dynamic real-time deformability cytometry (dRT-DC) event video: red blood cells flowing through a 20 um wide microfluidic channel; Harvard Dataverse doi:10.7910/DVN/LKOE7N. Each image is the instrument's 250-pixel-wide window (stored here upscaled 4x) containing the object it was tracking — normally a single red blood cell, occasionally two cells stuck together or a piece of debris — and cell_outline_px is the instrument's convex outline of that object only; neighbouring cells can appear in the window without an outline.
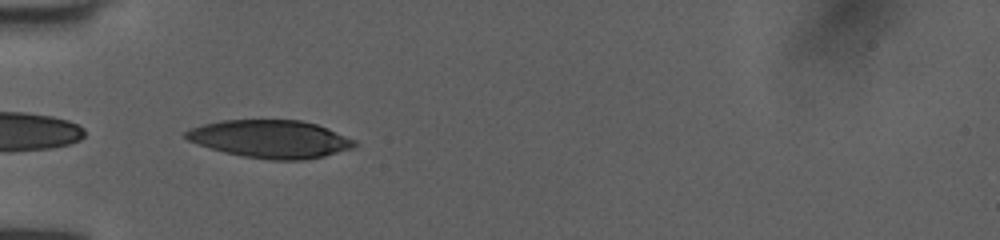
{"species": "human", "species_latin": "Homo sapiens", "temperature_condition": "room temperature", "stored_images_in_passage": 35, "camera_frame_rate_fps": 3000, "um_per_image_px": 0.085, "donor": {"sex": "female"}, "frame": {"image": 1, "passage_image": 1, "time_ms": 0.0, "image_size_px": [1000, 240], "cell_outline_px": [[356, 144], [352, 148], [324, 156], [304, 160], [272, 160], [244, 156], [224, 152], [188, 140], [184, 136], [184, 132], [192, 128], [204, 124], [220, 120], [300, 120], [316, 124], [328, 128], [356, 140]], "centroid_in_image_um": [23.01, 11.81], "position_along_channel_um": 62.0, "area_um2": 36.93}}
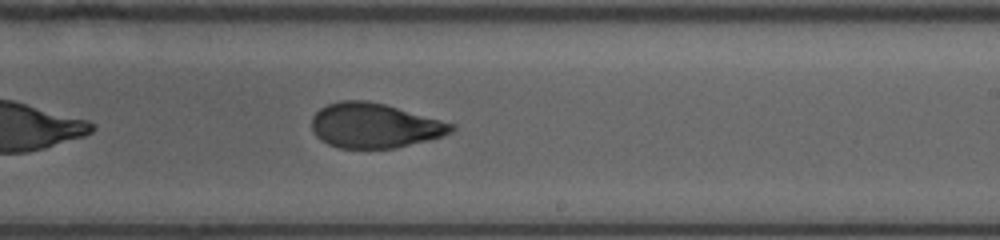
{"frame": {"image": 2, "passage_image": 16, "time_ms": 5.0, "image_size_px": [1000, 240], "cell_outline_px": [[456, 128], [452, 132], [428, 140], [396, 148], [340, 148], [328, 144], [320, 140], [316, 136], [312, 128], [312, 116], [320, 108], [328, 104], [340, 100], [368, 100], [384, 104], [456, 124]], "centroid_in_image_um": [31.82, 10.67], "position_along_channel_um": 257.2, "area_um2": 36.41}}
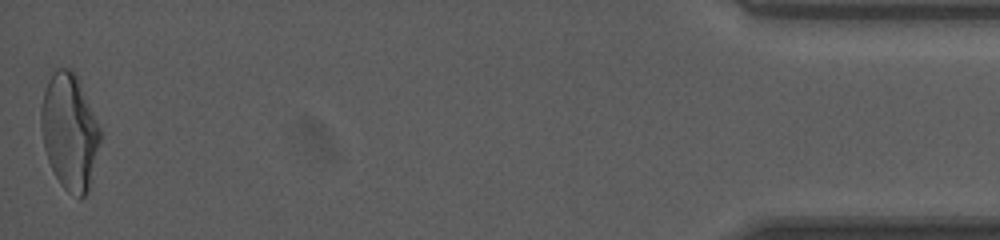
{"frame": {"image": 3, "passage_image": 35, "time_ms": 11.333, "image_size_px": [1000, 240], "cell_outline_px": [[100, 140], [88, 192], [80, 200], [68, 192], [60, 184], [48, 160], [44, 148], [40, 124], [40, 108], [44, 92], [48, 80], [56, 68], [72, 68], [80, 80], [100, 128]], "centroid_in_image_um": [5.9, 11.17], "position_along_channel_um": 429.3, "area_um2": 40.06}, "authors_computed_cell_mechanics": {"area_um2": 37.5122, "velocity_mm_per_s": 4.0371, "shape_relaxation_time_tau1_ms": 6.249, "shape_relaxation_time_tau2_ms": 1.3493, "deformation_change_tau1": 0.2195, "deformation_change_tau2": 0.0755}}